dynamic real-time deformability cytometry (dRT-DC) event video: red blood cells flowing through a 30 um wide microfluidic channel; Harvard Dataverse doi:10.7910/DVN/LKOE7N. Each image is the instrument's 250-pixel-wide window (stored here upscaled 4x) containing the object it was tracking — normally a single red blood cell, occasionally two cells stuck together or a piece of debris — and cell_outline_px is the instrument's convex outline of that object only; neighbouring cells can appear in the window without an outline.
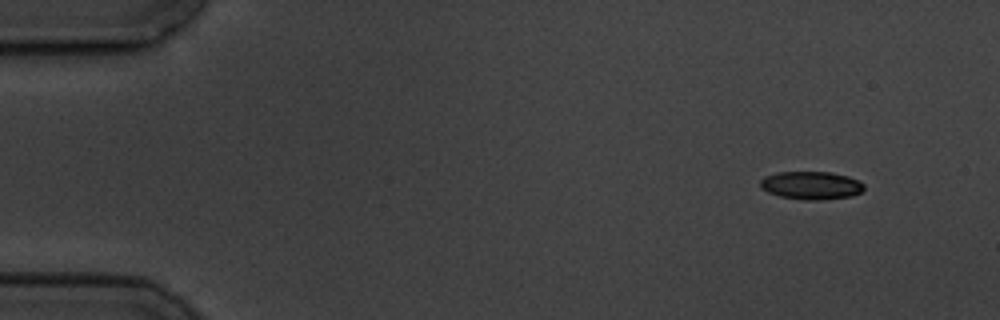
{"species": "common noctule bat (a hibernating species)", "species_latin": "Nyctalus noctula", "temperature_condition": "cold", "stored_images_in_passage": 10, "camera_frame_rate_fps": 3000, "um_per_image_px": 0.085, "animal": {"sex": "male", "body_mass_g": 19.5, "forearm_length_mm": 54.6}, "frame": {"image": 1, "passage_image": 1, "time_ms": 0.0, "image_size_px": [1000, 320], "cell_outline_px": [[864, 188], [860, 192], [852, 196], [820, 200], [804, 200], [780, 196], [768, 192], [760, 188], [760, 180], [764, 176], [776, 172], [832, 172], [848, 176], [864, 184]], "centroid_in_image_um": [68.92, 15.75], "position_along_channel_um": 16.1, "area_um2": 16.99}}
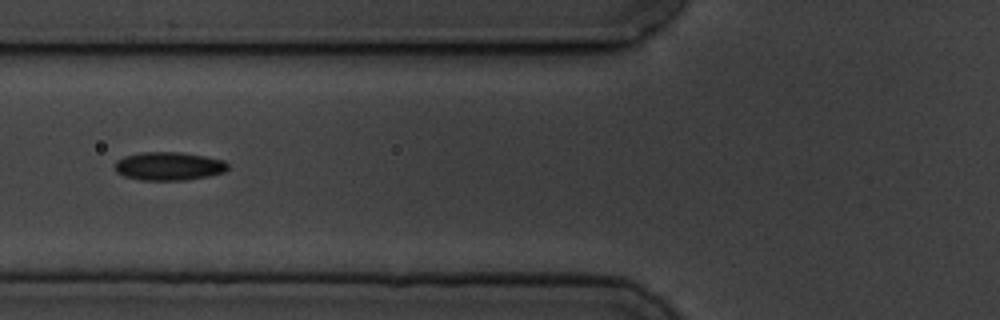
{"frame": {"image": 2, "passage_image": 6, "time_ms": 5.667, "image_size_px": [1000, 320], "cell_outline_px": [[228, 168], [224, 172], [208, 176], [184, 180], [140, 180], [124, 176], [116, 172], [116, 160], [124, 156], [140, 152], [180, 152], [204, 156], [224, 160], [228, 164]], "centroid_in_image_um": [14.34, 14.12], "position_along_channel_um": 111.5, "area_um2": 18.67}}
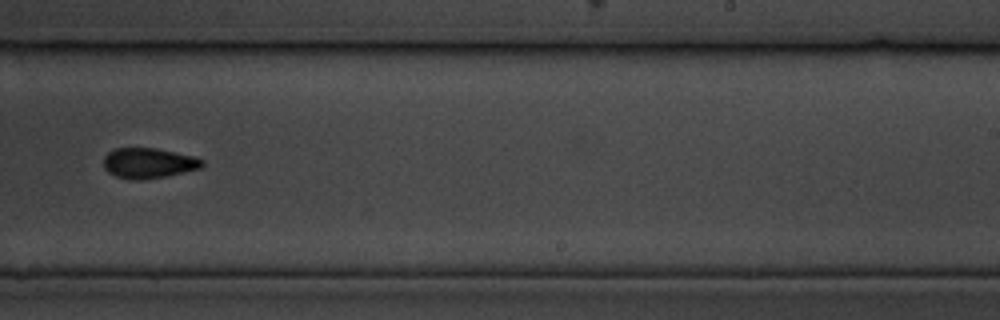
{"frame": {"image": 3, "passage_image": 10, "time_ms": 10.333, "image_size_px": [1000, 320], "cell_outline_px": [[204, 164], [200, 168], [168, 176], [144, 180], [132, 180], [116, 176], [108, 172], [104, 168], [104, 156], [108, 152], [116, 148], [156, 148], [196, 156], [204, 160]], "centroid_in_image_um": [12.65, 13.86], "position_along_channel_um": 276.4, "area_um2": 17.63}}